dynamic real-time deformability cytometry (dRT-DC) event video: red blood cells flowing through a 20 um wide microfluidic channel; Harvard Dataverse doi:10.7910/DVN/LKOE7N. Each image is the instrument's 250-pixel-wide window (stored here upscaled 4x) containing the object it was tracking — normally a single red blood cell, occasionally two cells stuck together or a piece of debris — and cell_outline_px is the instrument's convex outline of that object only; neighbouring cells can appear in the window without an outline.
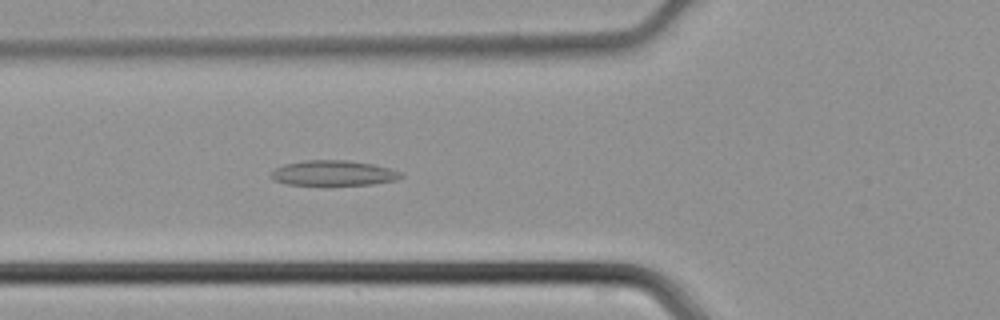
{"species": "common noctule bat (a hibernating species)", "species_latin": "Nyctalus noctula", "temperature_condition": "cold", "stored_images_in_passage": 45, "camera_frame_rate_fps": 3000, "um_per_image_px": 0.085, "animal": {"sex": "male", "body_mass_g": 21.5, "forearm_length_mm": 52.0}, "frame": {"image": 1, "passage_image": 16, "time_ms": 5.0, "image_size_px": [1000, 320], "cell_outline_px": [[404, 176], [396, 180], [372, 184], [288, 184], [272, 180], [272, 172], [276, 168], [284, 164], [308, 160], [344, 160], [372, 164], [404, 172]], "centroid_in_image_um": [28.38, 14.7], "position_along_channel_um": 97.4, "area_um2": 18.73}}
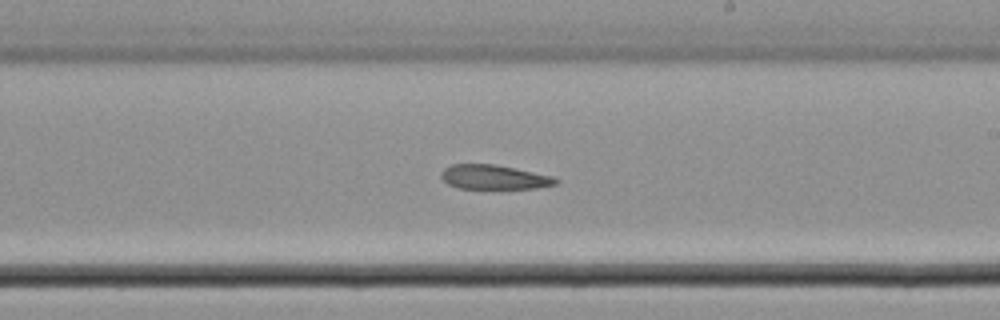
{"frame": {"image": 2, "passage_image": 26, "time_ms": 8.333, "image_size_px": [1000, 320], "cell_outline_px": [[560, 180], [556, 184], [536, 188], [460, 188], [448, 184], [440, 176], [440, 172], [444, 168], [452, 164], [492, 164], [552, 176]], "centroid_in_image_um": [41.96, 15.05], "position_along_channel_um": 247.0, "area_um2": 16.01}}
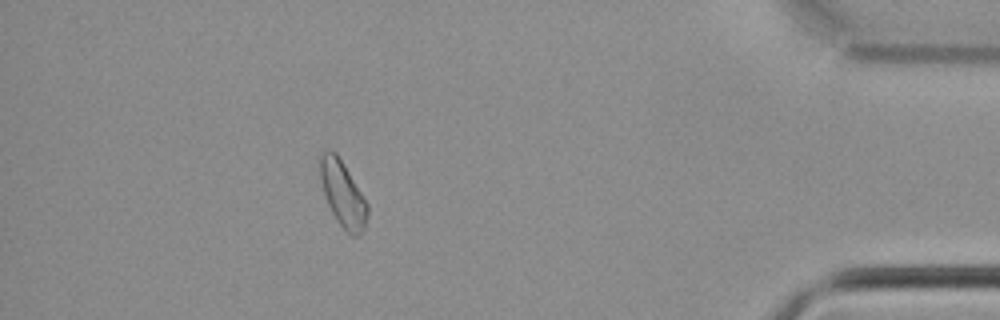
{"frame": {"image": 3, "passage_image": 40, "time_ms": 13.0, "image_size_px": [1000, 320], "cell_outline_px": [[368, 216], [364, 228], [356, 236], [352, 236], [336, 220], [328, 204], [324, 192], [320, 176], [320, 156], [328, 148], [336, 152], [368, 204]], "centroid_in_image_um": [29.14, 16.47], "position_along_channel_um": 406.1, "area_um2": 17.69}}